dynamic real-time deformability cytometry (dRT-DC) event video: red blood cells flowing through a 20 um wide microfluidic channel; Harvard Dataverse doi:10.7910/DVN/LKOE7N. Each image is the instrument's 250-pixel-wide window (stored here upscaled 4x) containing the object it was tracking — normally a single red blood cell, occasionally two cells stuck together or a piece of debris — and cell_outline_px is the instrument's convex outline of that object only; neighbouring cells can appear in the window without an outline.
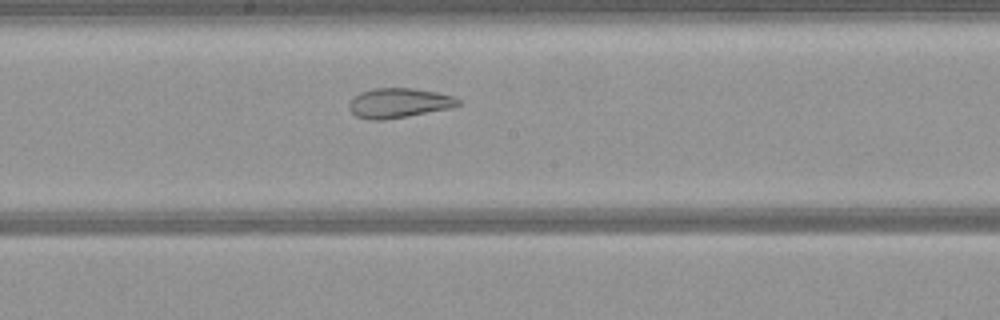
{"species": "common noctule bat (a hibernating species)", "species_latin": "Nyctalus noctula", "temperature_condition": "warm", "stored_images_in_passage": 50, "camera_frame_rate_fps": 3000, "um_per_image_px": 0.085, "animal": {"sex": "female", "body_mass_g": 21.9}, "frame": {"image": 1, "passage_image": 25, "time_ms": 8.0, "image_size_px": [1000, 320], "cell_outline_px": [[460, 104], [452, 108], [408, 116], [384, 120], [368, 120], [356, 116], [348, 108], [348, 104], [360, 92], [372, 88], [412, 88], [436, 92], [452, 96], [460, 100]], "centroid_in_image_um": [33.89, 8.76], "position_along_channel_um": 214.3, "area_um2": 18.9}}
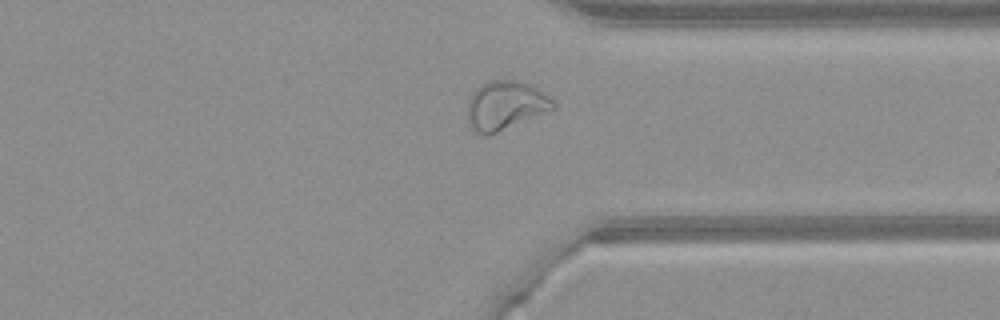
{"frame": {"image": 2, "passage_image": 37, "time_ms": 12.0, "image_size_px": [1000, 320], "cell_outline_px": [[556, 108], [488, 136], [484, 136], [476, 132], [468, 120], [468, 100], [472, 92], [480, 84], [488, 80], [512, 80], [532, 84], [552, 100], [556, 104]], "centroid_in_image_um": [42.94, 8.95], "position_along_channel_um": 368.5, "area_um2": 24.33}}
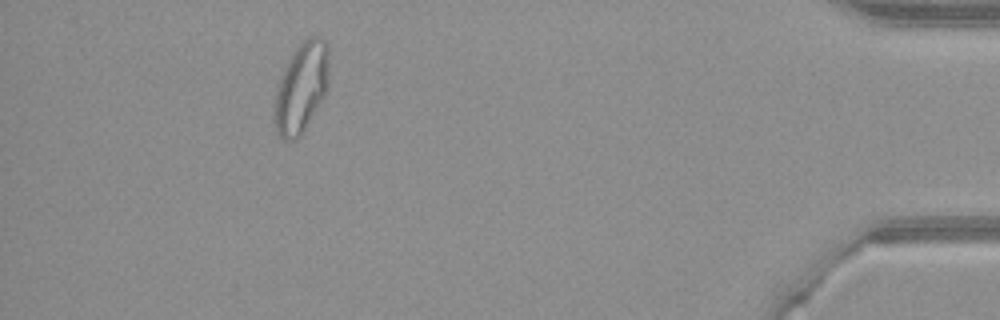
{"frame": {"image": 3, "passage_image": 45, "time_ms": 14.667, "image_size_px": [1000, 320], "cell_outline_px": [[328, 88], [324, 96], [300, 136], [296, 140], [284, 140], [276, 132], [272, 120], [272, 112], [276, 92], [280, 76], [292, 52], [304, 40], [312, 36], [320, 36], [328, 44]], "centroid_in_image_um": [25.58, 7.47], "position_along_channel_um": 409.6, "area_um2": 28.9}}